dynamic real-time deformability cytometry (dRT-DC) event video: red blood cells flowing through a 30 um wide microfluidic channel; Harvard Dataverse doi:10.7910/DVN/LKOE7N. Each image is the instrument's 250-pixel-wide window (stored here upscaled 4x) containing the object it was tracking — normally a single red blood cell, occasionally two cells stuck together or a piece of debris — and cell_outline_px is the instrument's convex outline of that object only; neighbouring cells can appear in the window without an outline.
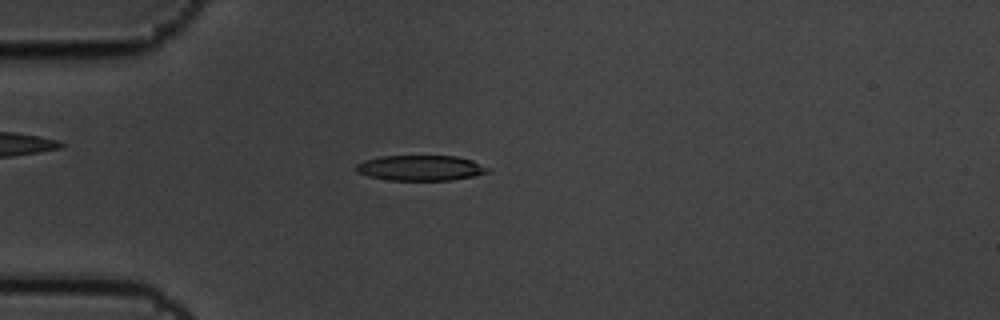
{"species": "common noctule bat (a hibernating species)", "species_latin": "Nyctalus noctula", "temperature_condition": "cold", "stored_images_in_passage": 5, "camera_frame_rate_fps": 3000, "um_per_image_px": 0.085, "animal": {"sex": "male", "body_mass_g": 19.5, "forearm_length_mm": 54.6}, "frame": {"image": 1, "passage_image": 4, "time_ms": 1.0, "image_size_px": [1000, 320], "cell_outline_px": [[492, 168], [488, 172], [476, 176], [452, 180], [388, 180], [368, 176], [356, 172], [356, 164], [364, 160], [380, 156], [456, 156], [472, 160]], "centroid_in_image_um": [35.77, 14.28], "position_along_channel_um": 49.2, "area_um2": 19.65}}